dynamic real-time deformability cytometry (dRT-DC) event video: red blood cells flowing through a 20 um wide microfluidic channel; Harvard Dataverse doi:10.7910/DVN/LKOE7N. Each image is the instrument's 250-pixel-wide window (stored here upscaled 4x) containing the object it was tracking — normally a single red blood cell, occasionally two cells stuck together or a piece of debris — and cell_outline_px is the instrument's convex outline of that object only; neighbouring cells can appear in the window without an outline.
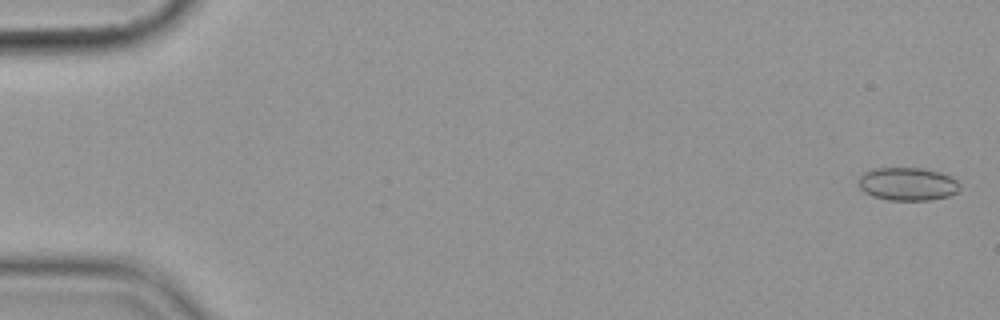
{"species": "common noctule bat (a hibernating species)", "species_latin": "Nyctalus noctula", "temperature_condition": "cold", "stored_images_in_passage": 57, "camera_frame_rate_fps": 3000, "um_per_image_px": 0.085, "animal": {"sex": "female", "body_mass_g": 19.9}, "frame": {"image": 1, "passage_image": 2, "time_ms": 0.333, "image_size_px": [1000, 320], "cell_outline_px": [[960, 188], [956, 192], [948, 196], [932, 200], [888, 200], [872, 196], [864, 192], [860, 188], [860, 176], [864, 172], [872, 168], [924, 168], [940, 172], [952, 176], [960, 184]], "centroid_in_image_um": [77.16, 15.63], "position_along_channel_um": 7.8, "area_um2": 19.65}}
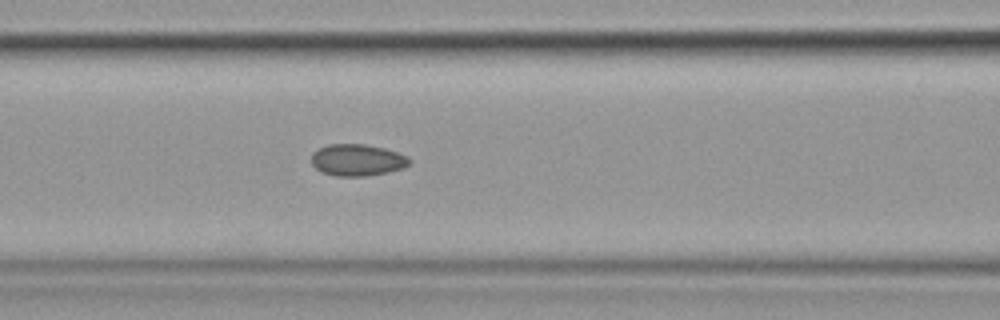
{"frame": {"image": 2, "passage_image": 25, "time_ms": 8.0, "image_size_px": [1000, 320], "cell_outline_px": [[412, 160], [404, 168], [388, 172], [364, 176], [336, 176], [324, 172], [316, 168], [312, 164], [312, 152], [328, 144], [364, 144], [384, 148], [408, 156]], "centroid_in_image_um": [30.39, 13.6], "position_along_channel_um": 136.2, "area_um2": 18.03}}
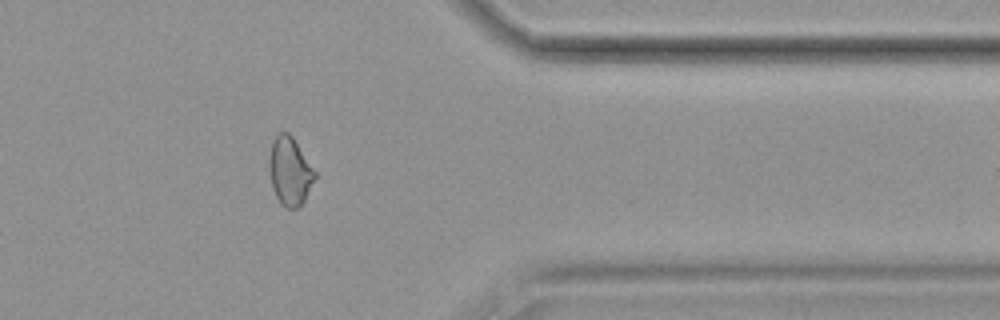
{"frame": {"image": 3, "passage_image": 47, "time_ms": 15.333, "image_size_px": [1000, 320], "cell_outline_px": [[316, 176], [300, 208], [288, 208], [280, 204], [272, 188], [268, 168], [268, 164], [272, 140], [280, 132], [288, 132], [292, 136], [316, 172]], "centroid_in_image_um": [24.62, 14.56], "position_along_channel_um": 386.8, "area_um2": 18.15}, "authors_computed_cell_mechanics": {"area_um2": 18.3804, "velocity_mm_per_s": 3.5929, "shape_relaxation_time_tau1_ms": null, "shape_relaxation_time_tau2_ms": 5.3051, "deformation_change_tau1": null, "deformation_change_tau2": 0.0904}}